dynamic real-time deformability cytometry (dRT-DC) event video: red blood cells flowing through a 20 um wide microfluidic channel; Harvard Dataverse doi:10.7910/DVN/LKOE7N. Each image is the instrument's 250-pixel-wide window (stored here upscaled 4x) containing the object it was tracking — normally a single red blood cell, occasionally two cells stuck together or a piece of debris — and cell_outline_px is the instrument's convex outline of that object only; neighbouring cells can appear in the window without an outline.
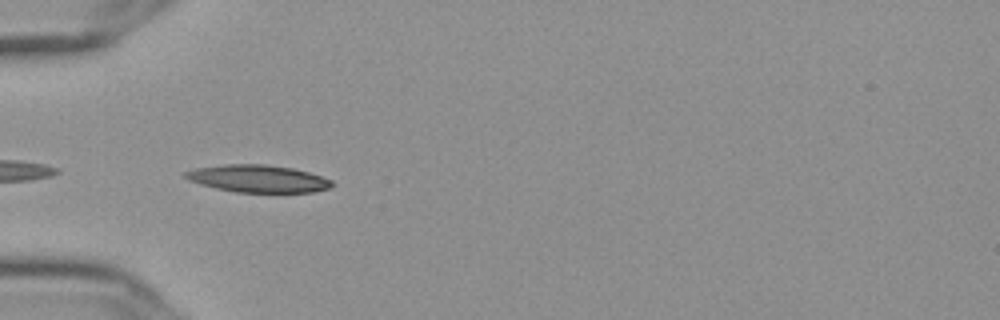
{"species": "Egyptian fruit bat (a non-hibernating species)", "species_latin": "Rousettus aegyptiacus", "temperature_condition": "cold", "stored_images_in_passage": 11, "camera_frame_rate_fps": 3000, "um_per_image_px": 0.085, "frame": {"image": 1, "passage_image": 1, "time_ms": 0.0, "image_size_px": [1000, 320], "cell_outline_px": [[332, 184], [328, 188], [312, 192], [236, 192], [216, 188], [200, 184], [188, 180], [184, 176], [184, 172], [196, 168], [224, 164], [264, 164], [292, 168], [308, 172], [332, 180]], "centroid_in_image_um": [21.89, 15.18], "position_along_channel_um": 63.1, "area_um2": 23.18}}
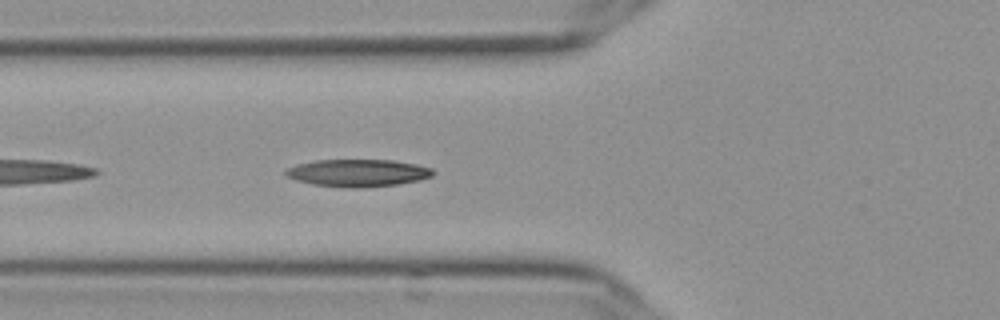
{"frame": {"image": 2, "passage_image": 4, "time_ms": 1.0, "image_size_px": [1000, 320], "cell_outline_px": [[436, 172], [432, 176], [420, 180], [400, 184], [360, 188], [348, 188], [312, 184], [296, 180], [288, 176], [284, 172], [288, 168], [296, 164], [316, 160], [392, 160], [416, 164], [432, 168]], "centroid_in_image_um": [30.45, 14.7], "position_along_channel_um": 95.3, "area_um2": 23.58}}
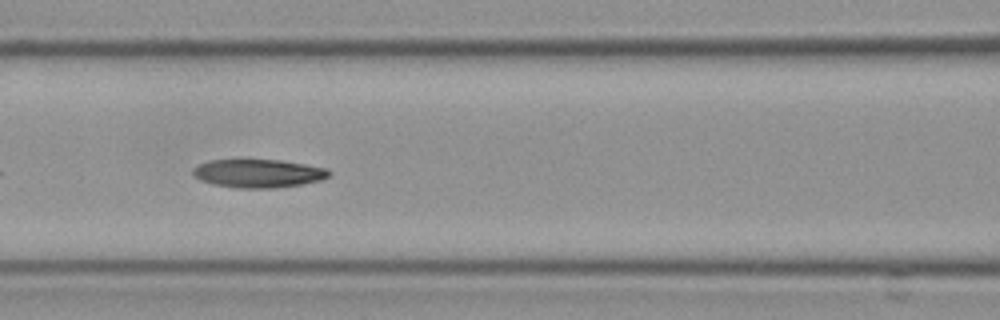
{"frame": {"image": 3, "passage_image": 8, "time_ms": 2.333, "image_size_px": [1000, 320], "cell_outline_px": [[332, 172], [328, 176], [320, 180], [300, 184], [276, 188], [236, 188], [212, 184], [200, 180], [192, 172], [192, 168], [200, 164], [212, 160], [280, 160], [328, 168]], "centroid_in_image_um": [21.96, 14.74], "position_along_channel_um": 144.6, "area_um2": 22.37}}